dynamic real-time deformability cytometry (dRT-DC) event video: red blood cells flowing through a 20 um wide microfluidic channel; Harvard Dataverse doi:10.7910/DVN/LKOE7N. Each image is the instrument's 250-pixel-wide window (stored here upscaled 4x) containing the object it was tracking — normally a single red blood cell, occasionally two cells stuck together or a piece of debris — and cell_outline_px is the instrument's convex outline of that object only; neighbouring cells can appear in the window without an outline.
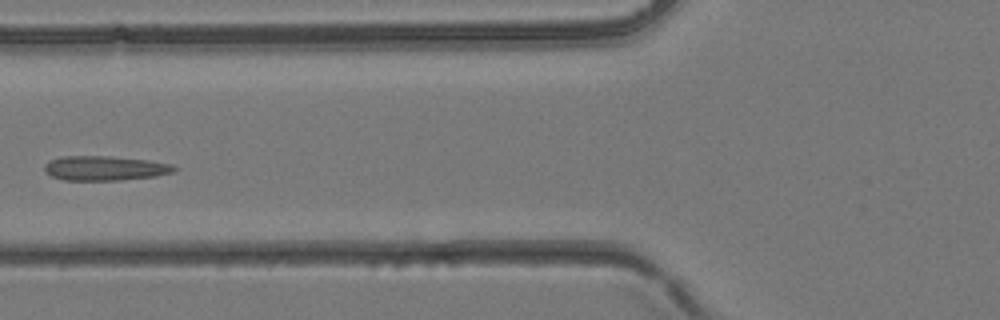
{"species": "common noctule bat (a hibernating species)", "species_latin": "Nyctalus noctula", "temperature_condition": "room temperature", "stored_images_in_passage": 4, "camera_frame_rate_fps": 3000, "um_per_image_px": 0.085, "animal": {"sex": "female", "body_mass_g": 24.6, "forearm_length_mm": 56.2}, "frame": {"image": 1, "passage_image": 4, "time_ms": 1.0, "image_size_px": [1000, 320], "cell_outline_px": [[176, 168], [172, 172], [156, 176], [120, 180], [64, 180], [52, 176], [44, 172], [44, 164], [48, 160], [60, 156], [108, 156], [148, 160], [172, 164]], "centroid_in_image_um": [8.86, 14.29], "position_along_channel_um": 116.9, "area_um2": 18.61}}